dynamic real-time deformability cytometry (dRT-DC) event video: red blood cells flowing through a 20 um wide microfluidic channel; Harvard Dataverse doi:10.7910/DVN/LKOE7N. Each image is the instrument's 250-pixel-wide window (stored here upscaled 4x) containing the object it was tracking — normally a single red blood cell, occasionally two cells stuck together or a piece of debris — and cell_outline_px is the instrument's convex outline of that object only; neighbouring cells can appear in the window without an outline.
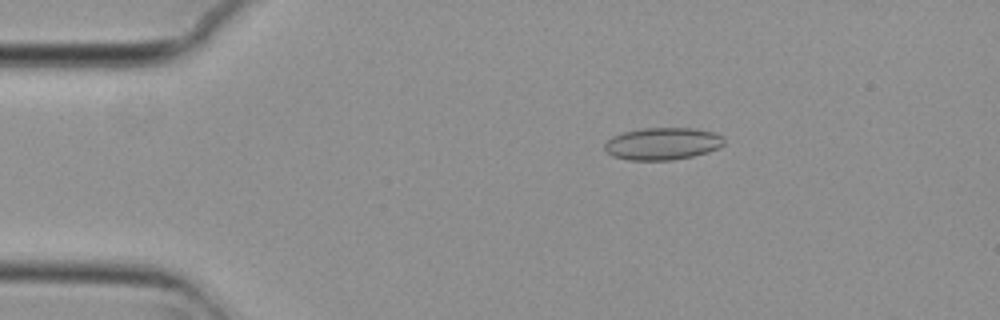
{"species": "common noctule bat (a hibernating species)", "species_latin": "Nyctalus noctula", "temperature_condition": "cold", "stored_images_in_passage": 44, "camera_frame_rate_fps": 3000, "um_per_image_px": 0.085, "animal": {"sex": "female", "body_mass_g": 29.2, "forearm_length_mm": 56.3}, "frame": {"image": 1, "passage_image": 2, "time_ms": 0.333, "image_size_px": [1000, 320], "cell_outline_px": [[724, 144], [720, 148], [708, 152], [692, 156], [672, 160], [628, 160], [612, 156], [604, 148], [604, 144], [612, 136], [624, 132], [640, 128], [696, 128], [712, 132], [724, 136]], "centroid_in_image_um": [56.33, 12.21], "position_along_channel_um": 28.7, "area_um2": 22.6}}
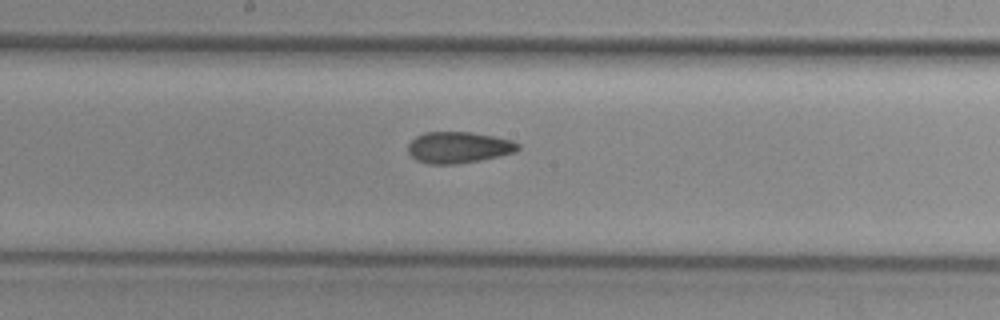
{"frame": {"image": 2, "passage_image": 21, "time_ms": 6.667, "image_size_px": [1000, 320], "cell_outline_px": [[520, 148], [516, 152], [480, 160], [456, 164], [428, 164], [416, 160], [408, 152], [408, 144], [416, 136], [424, 132], [468, 132], [492, 136], [512, 140], [520, 144]], "centroid_in_image_um": [38.97, 12.53], "position_along_channel_um": 209.2, "area_um2": 20.06}}
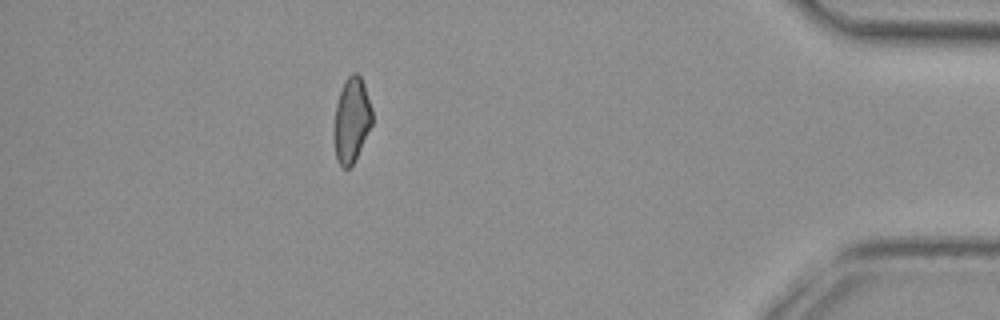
{"frame": {"image": 3, "passage_image": 41, "time_ms": 13.333, "image_size_px": [1000, 320], "cell_outline_px": [[372, 124], [352, 164], [348, 168], [344, 168], [336, 160], [332, 136], [332, 132], [336, 104], [340, 92], [348, 76], [352, 72], [356, 72], [360, 76], [364, 84], [372, 108]], "centroid_in_image_um": [29.85, 10.21], "position_along_channel_um": 405.3, "area_um2": 18.9}}